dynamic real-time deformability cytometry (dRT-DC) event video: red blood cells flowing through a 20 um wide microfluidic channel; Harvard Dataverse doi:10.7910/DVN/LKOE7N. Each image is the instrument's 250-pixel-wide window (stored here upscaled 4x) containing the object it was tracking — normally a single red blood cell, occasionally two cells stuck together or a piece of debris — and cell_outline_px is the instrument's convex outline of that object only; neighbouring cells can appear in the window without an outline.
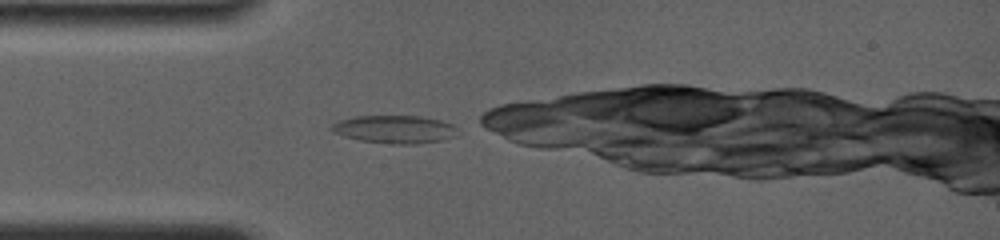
{"species": "common noctule bat (a hibernating species)", "species_latin": "Nyctalus noctula", "temperature_condition": "room temperature", "stored_images_in_passage": 36, "camera_frame_rate_fps": 4000, "um_per_image_px": 0.085, "animal": {"sex": "female", "body_mass_g": 19.0, "forearm_length_mm": 56.7}, "frame": {"image": 1, "passage_image": 1, "time_ms": 0.0, "image_size_px": [1000, 240], "cell_outline_px": [[456, 136], [444, 140], [416, 144], [392, 144], [360, 140], [344, 136], [332, 132], [328, 128], [336, 120], [356, 116], [420, 116], [440, 120], [452, 124], [456, 128]], "centroid_in_image_um": [33.51, 10.99], "position_along_channel_um": 51.5, "area_um2": 20.69}}
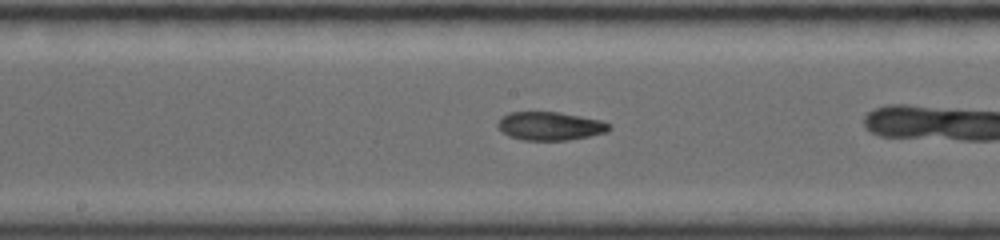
{"frame": {"image": 2, "passage_image": 17, "time_ms": 4.0, "image_size_px": [1000, 240], "cell_outline_px": [[612, 128], [608, 132], [568, 140], [524, 140], [508, 136], [496, 124], [508, 112], [560, 112], [600, 120], [612, 124]], "centroid_in_image_um": [46.8, 10.71], "position_along_channel_um": 201.4, "area_um2": 18.38}}
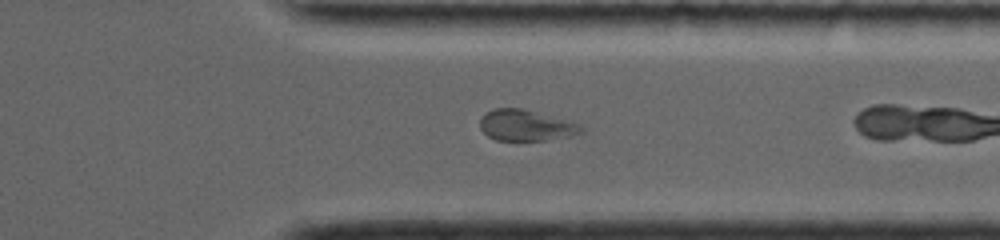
{"frame": {"image": 3, "passage_image": 34, "time_ms": 8.25, "image_size_px": [1000, 240], "cell_outline_px": [[584, 132], [572, 136], [544, 140], [496, 140], [488, 136], [480, 128], [480, 120], [484, 112], [492, 108], [524, 108], [580, 124], [584, 128]], "centroid_in_image_um": [44.7, 10.65], "position_along_channel_um": 366.7, "area_um2": 18.44}}